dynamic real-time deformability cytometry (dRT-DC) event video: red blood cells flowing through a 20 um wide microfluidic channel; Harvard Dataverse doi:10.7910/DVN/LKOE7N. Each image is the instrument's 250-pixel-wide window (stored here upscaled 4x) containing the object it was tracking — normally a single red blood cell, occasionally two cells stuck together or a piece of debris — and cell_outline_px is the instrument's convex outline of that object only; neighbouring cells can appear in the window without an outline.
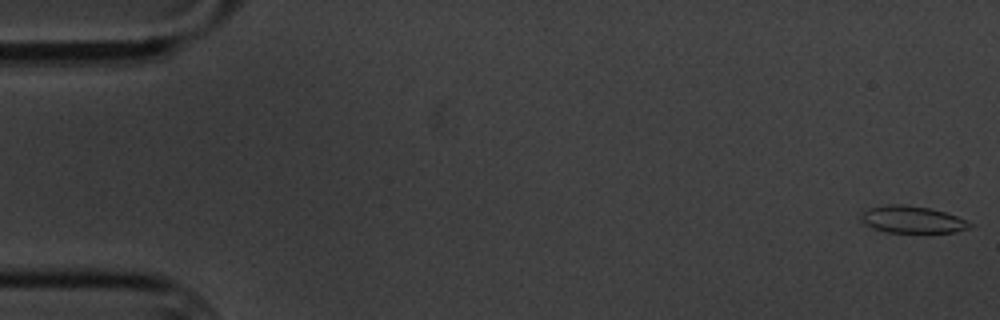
{"species": "common noctule bat (a hibernating species)", "species_latin": "Nyctalus noctula", "temperature_condition": "cold", "stored_images_in_passage": 6, "camera_frame_rate_fps": 3000, "um_per_image_px": 0.085, "animal": {"sex": "male", "body_mass_g": 20.1, "forearm_length_mm": 53.5}, "frame": {"image": 1, "passage_image": 1, "time_ms": 0.0, "image_size_px": [1000, 320], "cell_outline_px": [[972, 224], [968, 228], [956, 232], [888, 232], [872, 228], [860, 220], [864, 212], [872, 208], [888, 204], [900, 204], [928, 208], [944, 212], [956, 216]], "centroid_in_image_um": [77.53, 18.67], "position_along_channel_um": 7.5, "area_um2": 16.65}}
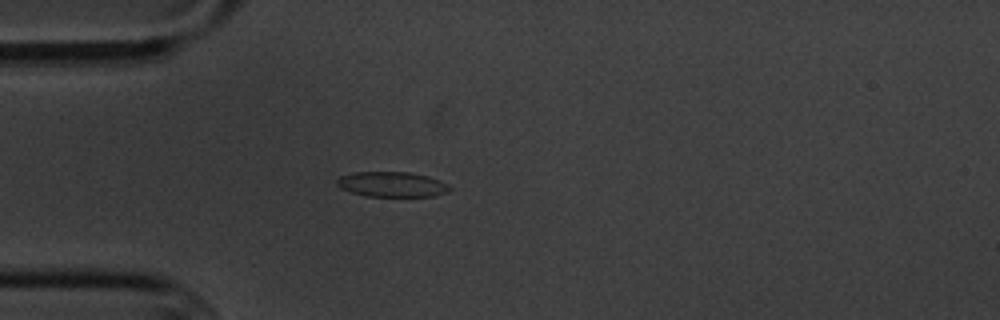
{"frame": {"image": 2, "passage_image": 5, "time_ms": 5.0, "image_size_px": [1000, 320], "cell_outline_px": [[452, 188], [448, 192], [436, 196], [368, 196], [352, 192], [340, 188], [336, 184], [336, 180], [340, 176], [352, 172], [408, 172], [428, 176], [440, 180], [448, 184]], "centroid_in_image_um": [33.33, 15.66], "position_along_channel_um": 51.7, "area_um2": 16.59}}